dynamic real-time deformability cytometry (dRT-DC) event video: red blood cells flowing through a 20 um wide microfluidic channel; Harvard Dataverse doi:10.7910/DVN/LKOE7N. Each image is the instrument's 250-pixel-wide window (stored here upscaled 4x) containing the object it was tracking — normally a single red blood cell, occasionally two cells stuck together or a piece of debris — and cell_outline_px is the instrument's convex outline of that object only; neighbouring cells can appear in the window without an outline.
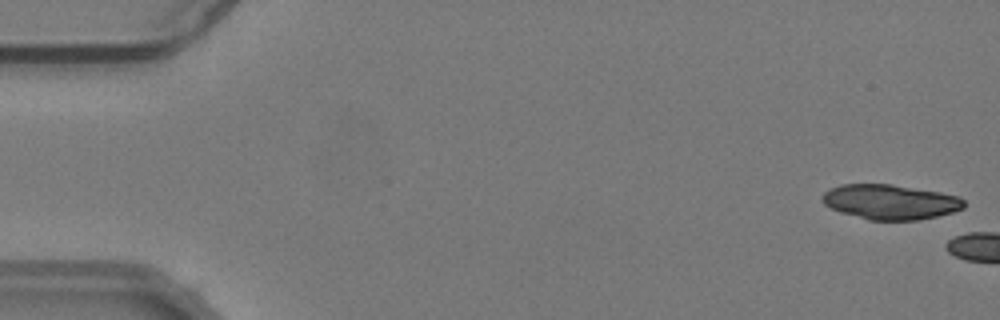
{"species": "common noctule bat (a hibernating species)", "species_latin": "Nyctalus noctula", "temperature_condition": "warm", "stored_images_in_passage": 4, "camera_frame_rate_fps": 3000, "um_per_image_px": 0.085, "animal": {"sex": "male", "body_mass_g": 19.2, "forearm_length_mm": 51.8}, "frame": {"image": 1, "passage_image": 1, "time_ms": 0.0, "image_size_px": [1000, 320], "cell_outline_px": [[964, 208], [952, 212], [920, 220], [868, 220], [840, 212], [824, 204], [820, 200], [820, 196], [828, 188], [840, 184], [892, 184], [940, 192], [960, 196], [964, 200]], "centroid_in_image_um": [75.64, 17.15], "position_along_channel_um": 9.4, "area_um2": 29.07}}